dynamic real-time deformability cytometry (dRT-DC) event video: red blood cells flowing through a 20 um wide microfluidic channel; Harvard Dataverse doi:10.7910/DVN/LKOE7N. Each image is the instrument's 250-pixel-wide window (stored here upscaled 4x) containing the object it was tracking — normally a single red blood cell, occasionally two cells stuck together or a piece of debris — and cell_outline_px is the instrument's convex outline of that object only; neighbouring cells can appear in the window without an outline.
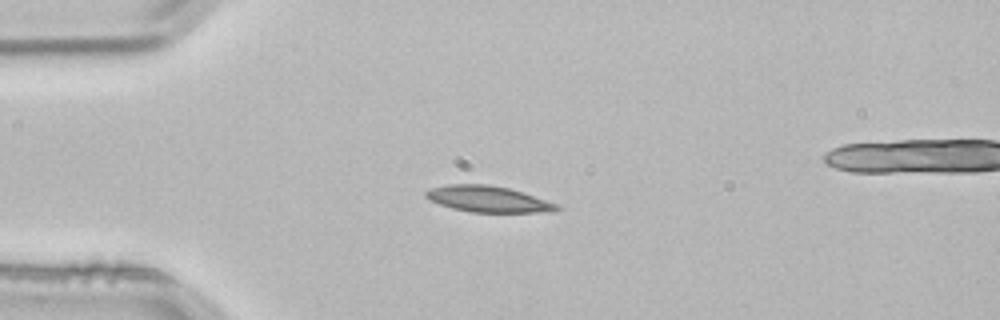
{"species": "common noctule bat (a hibernating species)", "species_latin": "Nyctalus noctula", "temperature_condition": "room temperature", "stored_images_in_passage": 2, "camera_frame_rate_fps": 3000, "um_per_image_px": 0.085, "animal": {"sex": "male", "body_mass_g": 21.5, "forearm_length_mm": 52.0}, "frame": {"image": 1, "passage_image": 1, "time_ms": 0.0, "image_size_px": [1000, 320], "cell_outline_px": [[560, 208], [552, 212], [472, 212], [452, 208], [440, 204], [424, 196], [424, 192], [432, 188], [448, 184], [488, 184], [508, 188], [560, 204]], "centroid_in_image_um": [41.51, 16.92], "position_along_channel_um": 43.5, "area_um2": 19.83}}